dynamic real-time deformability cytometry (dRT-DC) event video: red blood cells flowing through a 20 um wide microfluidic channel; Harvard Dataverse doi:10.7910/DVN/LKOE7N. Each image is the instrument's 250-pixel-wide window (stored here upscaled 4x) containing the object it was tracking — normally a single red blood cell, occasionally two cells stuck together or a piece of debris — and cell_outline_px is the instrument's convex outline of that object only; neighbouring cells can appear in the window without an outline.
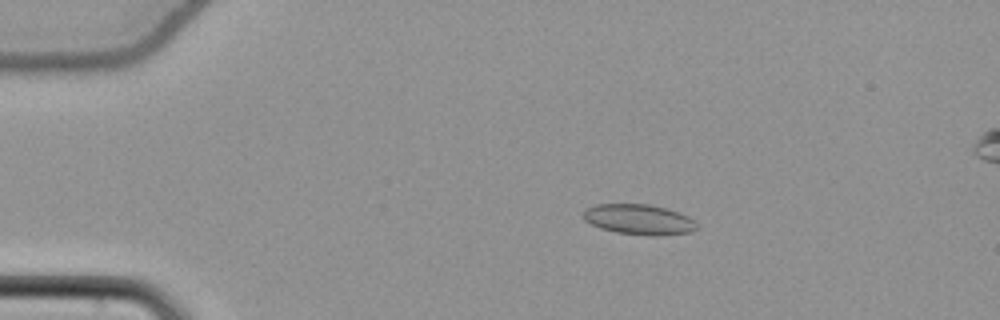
{"species": "common noctule bat (a hibernating species)", "species_latin": "Nyctalus noctula", "temperature_condition": "cold", "stored_images_in_passage": 46, "camera_frame_rate_fps": 3000, "um_per_image_px": 0.085, "animal": {"sex": "female", "body_mass_g": 22.7, "forearm_length_mm": 54.2}, "frame": {"image": 1, "passage_image": 2, "time_ms": 0.333, "image_size_px": [1000, 320], "cell_outline_px": [[700, 228], [692, 232], [660, 236], [648, 236], [616, 232], [600, 228], [584, 220], [584, 208], [596, 204], [648, 204], [668, 208], [680, 212], [688, 216]], "centroid_in_image_um": [54.34, 18.66], "position_along_channel_um": 30.7, "area_um2": 20.35}}
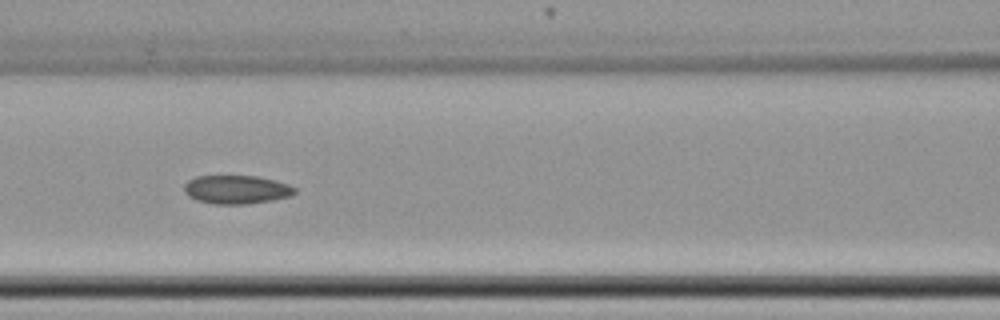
{"frame": {"image": 2, "passage_image": 16, "time_ms": 5.0, "image_size_px": [1000, 320], "cell_outline_px": [[296, 192], [292, 196], [272, 200], [248, 204], [212, 204], [196, 200], [188, 196], [184, 192], [184, 184], [188, 180], [196, 176], [256, 176], [276, 180], [288, 184], [296, 188]], "centroid_in_image_um": [20.1, 16.11], "position_along_channel_um": 146.5, "area_um2": 18.61}}
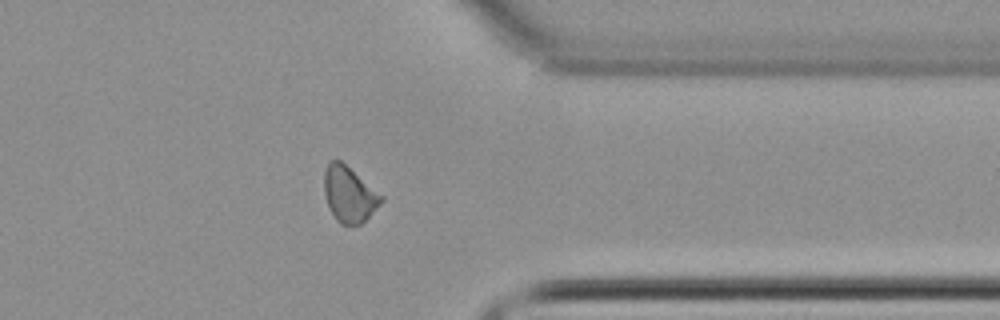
{"frame": {"image": 3, "passage_image": 35, "time_ms": 11.333, "image_size_px": [1000, 320], "cell_outline_px": [[384, 200], [360, 224], [340, 224], [336, 220], [328, 204], [324, 192], [324, 168], [328, 160], [340, 160], [384, 196]], "centroid_in_image_um": [29.66, 16.48], "position_along_channel_um": 381.7, "area_um2": 18.32}, "authors_computed_cell_mechanics": {"area_um2": 18.5827, "velocity_mm_per_s": 3.8359, "shape_relaxation_time_tau1_ms": null, "shape_relaxation_time_tau2_ms": 10.1933, "deformation_change_tau1": null, "deformation_change_tau2": 0.1273}}